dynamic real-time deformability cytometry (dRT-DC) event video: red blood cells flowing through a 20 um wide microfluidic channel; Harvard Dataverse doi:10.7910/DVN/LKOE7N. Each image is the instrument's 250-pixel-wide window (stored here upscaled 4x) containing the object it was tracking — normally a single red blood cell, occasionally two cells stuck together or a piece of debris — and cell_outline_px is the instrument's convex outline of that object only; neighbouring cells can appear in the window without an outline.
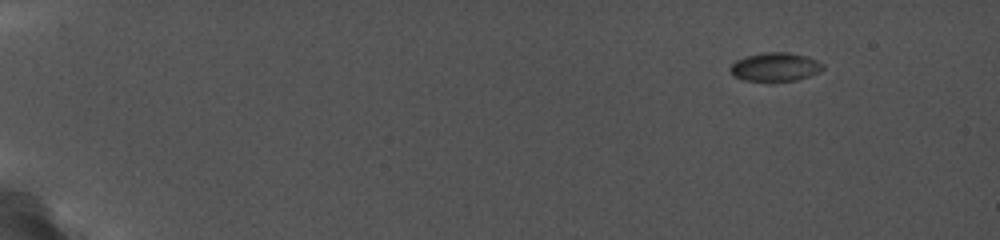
{"species": "common noctule bat (a hibernating species)", "species_latin": "Nyctalus noctula", "temperature_condition": "cold", "stored_images_in_passage": 42, "camera_frame_rate_fps": 5000, "um_per_image_px": 0.085, "animal": {"sex": "female", "body_mass_g": 19.0, "forearm_length_mm": 56.7}, "frame": {"image": 1, "passage_image": 1, "time_ms": 0.0, "image_size_px": [1000, 240], "cell_outline_px": [[824, 68], [820, 72], [796, 80], [744, 80], [732, 76], [728, 68], [736, 60], [748, 56], [764, 52], [788, 52], [808, 56], [824, 64]], "centroid_in_image_um": [65.89, 5.67], "position_along_channel_um": 19.1, "area_um2": 15.37}}
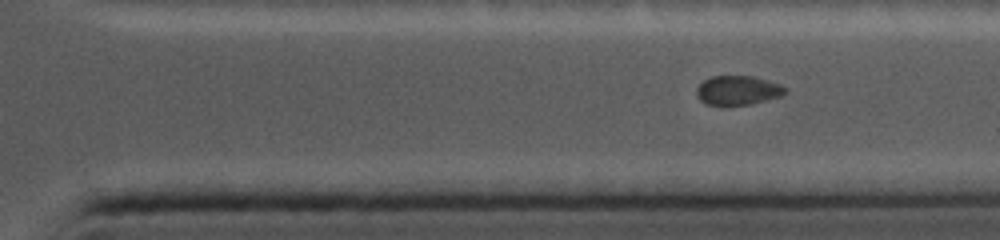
{"frame": {"image": 2, "passage_image": 35, "time_ms": 12.8, "image_size_px": [1000, 240], "cell_outline_px": [[784, 92], [780, 96], [748, 104], [708, 104], [700, 100], [696, 92], [700, 84], [704, 80], [712, 76], [748, 76], [764, 80], [776, 84], [784, 88]], "centroid_in_image_um": [62.64, 7.67], "position_along_channel_um": 348.8, "area_um2": 14.28}}
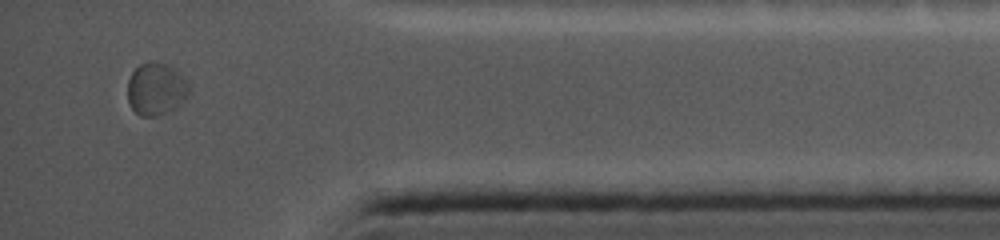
{"frame": {"image": 3, "passage_image": 42, "time_ms": 15.0, "image_size_px": [1000, 240], "cell_outline_px": [[164, 68], [160, 112], [152, 116], [140, 116], [132, 108], [128, 100], [128, 80], [132, 72], [140, 64], [160, 64]], "centroid_in_image_um": [12.42, 7.58], "position_along_channel_um": 422.8, "area_um2": 11.44}}